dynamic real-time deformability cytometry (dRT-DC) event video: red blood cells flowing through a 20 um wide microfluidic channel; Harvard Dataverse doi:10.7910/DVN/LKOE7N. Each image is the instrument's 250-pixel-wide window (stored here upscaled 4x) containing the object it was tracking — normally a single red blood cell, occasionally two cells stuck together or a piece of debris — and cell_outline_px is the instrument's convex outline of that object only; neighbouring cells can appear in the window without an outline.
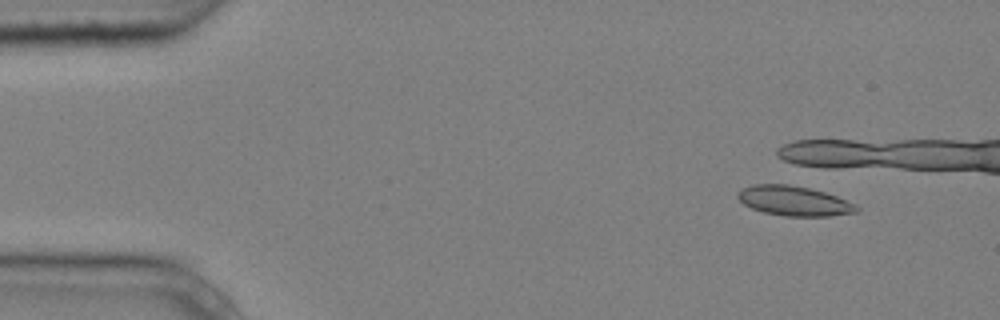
{"species": "common noctule bat (a hibernating species)", "species_latin": "Nyctalus noctula", "temperature_condition": "cold", "stored_images_in_passage": 6, "camera_frame_rate_fps": 3000, "um_per_image_px": 0.085, "animal": {"sex": "male", "body_mass_g": 20.4}, "frame": {"image": 1, "passage_image": 1, "time_ms": 0.0, "image_size_px": [1000, 320], "cell_outline_px": [[860, 212], [828, 216], [784, 216], [764, 212], [752, 208], [744, 204], [736, 196], [736, 192], [752, 184], [788, 184], [808, 188], [824, 192], [836, 196], [856, 204], [860, 208]], "centroid_in_image_um": [67.51, 17.08], "position_along_channel_um": 17.5, "area_um2": 20.63}}
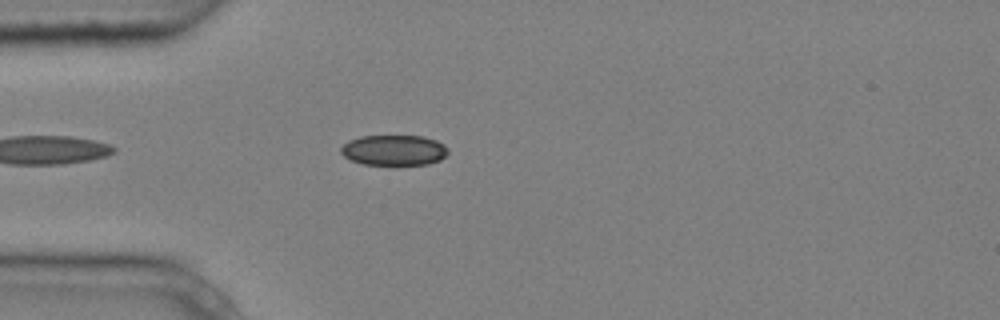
{"frame": {"image": 2, "passage_image": 6, "time_ms": 1.667, "image_size_px": [1000, 320], "cell_outline_px": [[448, 152], [440, 160], [428, 164], [364, 164], [352, 160], [344, 156], [340, 152], [340, 148], [348, 140], [360, 136], [424, 136], [436, 140], [444, 144], [448, 148]], "centroid_in_image_um": [33.49, 12.75], "position_along_channel_um": 51.5, "area_um2": 18.96}}